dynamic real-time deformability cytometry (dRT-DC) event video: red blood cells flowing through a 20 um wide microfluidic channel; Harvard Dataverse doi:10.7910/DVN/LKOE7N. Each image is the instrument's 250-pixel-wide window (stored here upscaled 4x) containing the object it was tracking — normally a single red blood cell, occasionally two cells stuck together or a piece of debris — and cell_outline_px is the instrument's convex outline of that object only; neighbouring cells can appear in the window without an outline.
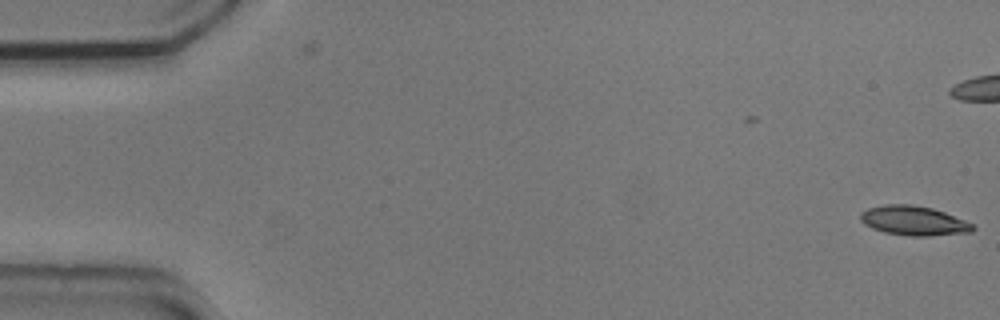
{"species": "common noctule bat (a hibernating species)", "species_latin": "Nyctalus noctula", "temperature_condition": "cold", "stored_images_in_passage": 2, "camera_frame_rate_fps": 3000, "um_per_image_px": 0.085, "animal": {"sex": "male", "body_mass_g": 20.5, "forearm_length_mm": 52.5}, "frame": {"image": 1, "passage_image": 2, "time_ms": 0.333, "image_size_px": [1000, 320], "cell_outline_px": [[976, 228], [972, 232], [928, 236], [912, 236], [884, 232], [872, 228], [864, 224], [860, 220], [860, 212], [868, 208], [884, 204], [912, 204], [932, 208], [944, 212], [976, 224]], "centroid_in_image_um": [77.69, 18.75], "position_along_channel_um": 7.3, "area_um2": 19.48}}